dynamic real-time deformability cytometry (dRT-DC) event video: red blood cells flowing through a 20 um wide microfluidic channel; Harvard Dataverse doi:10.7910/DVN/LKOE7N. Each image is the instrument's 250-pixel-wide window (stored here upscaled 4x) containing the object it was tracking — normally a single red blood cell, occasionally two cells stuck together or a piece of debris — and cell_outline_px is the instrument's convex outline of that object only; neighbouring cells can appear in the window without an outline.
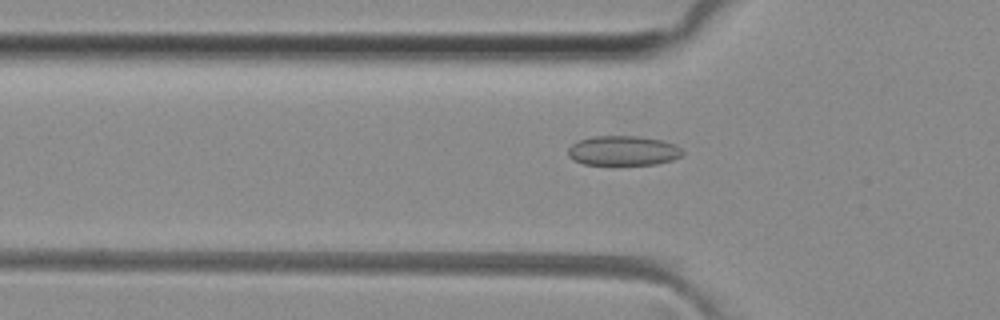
{"species": "common noctule bat (a hibernating species)", "species_latin": "Nyctalus noctula", "temperature_condition": "room temperature", "stored_images_in_passage": 50, "camera_frame_rate_fps": 3000, "um_per_image_px": 0.085, "animal": {"sex": "female", "body_mass_g": 29.2, "forearm_length_mm": 56.3}, "frame": {"image": 1, "passage_image": 16, "time_ms": 5.0, "image_size_px": [1000, 320], "cell_outline_px": [[684, 152], [680, 156], [672, 160], [656, 164], [612, 168], [584, 164], [572, 160], [568, 156], [568, 148], [572, 144], [580, 140], [592, 136], [640, 136], [660, 140], [676, 144]], "centroid_in_image_um": [52.93, 12.86], "position_along_channel_um": 72.9, "area_um2": 20.81}}
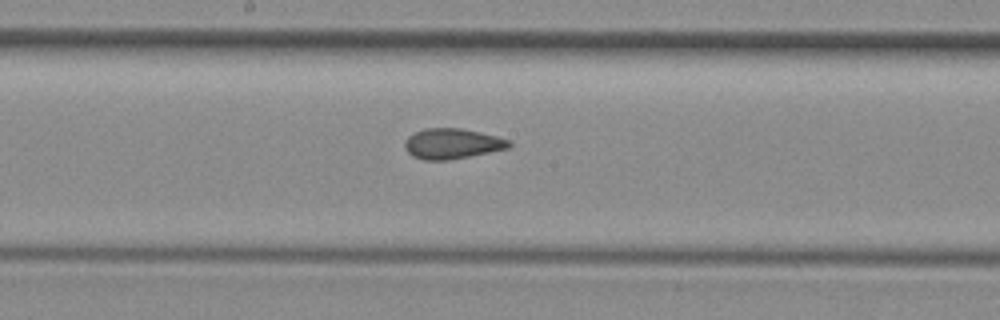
{"frame": {"image": 2, "passage_image": 26, "time_ms": 8.333, "image_size_px": [1000, 320], "cell_outline_px": [[512, 144], [508, 148], [448, 160], [424, 160], [412, 156], [404, 148], [404, 140], [408, 136], [424, 128], [460, 128], [480, 132], [512, 140]], "centroid_in_image_um": [38.41, 12.2], "position_along_channel_um": 209.8, "area_um2": 18.44}}
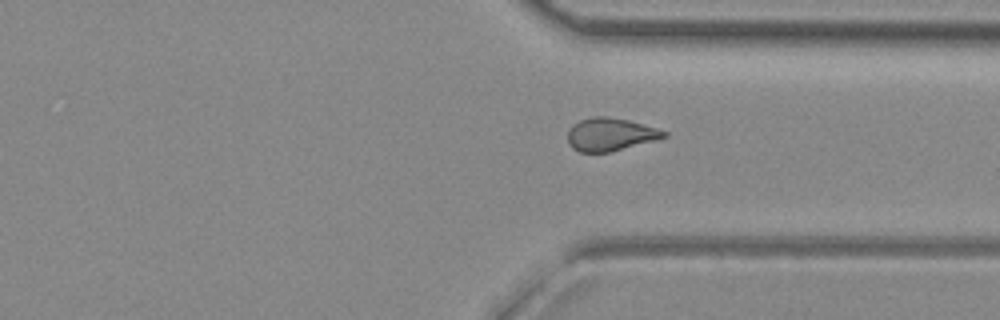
{"frame": {"image": 3, "passage_image": 37, "time_ms": 12.0, "image_size_px": [1000, 320], "cell_outline_px": [[668, 136], [656, 140], [608, 152], [580, 152], [572, 148], [568, 144], [568, 132], [572, 124], [580, 120], [592, 116], [608, 116], [628, 120], [656, 128], [668, 132]], "centroid_in_image_um": [51.86, 11.42], "position_along_channel_um": 359.5, "area_um2": 18.44}, "authors_computed_cell_mechanics": {"area_um2": 18.9006, "velocity_mm_per_s": 4.0892, "shape_relaxation_time_tau1_ms": null, "shape_relaxation_time_tau2_ms": 1.7572, "deformation_change_tau1": null, "deformation_change_tau2": 0.0813}}